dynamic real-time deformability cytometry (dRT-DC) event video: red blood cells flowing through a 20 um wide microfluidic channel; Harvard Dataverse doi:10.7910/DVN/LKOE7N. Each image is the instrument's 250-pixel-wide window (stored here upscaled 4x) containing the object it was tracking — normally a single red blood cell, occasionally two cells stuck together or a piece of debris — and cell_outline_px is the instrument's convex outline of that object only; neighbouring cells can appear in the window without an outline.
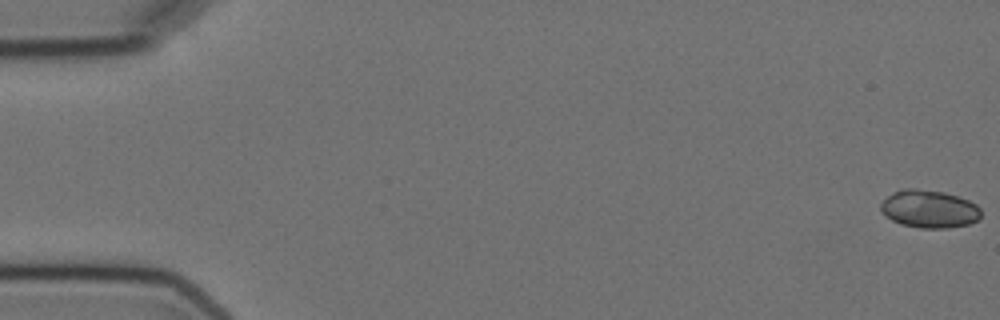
{"species": "Egyptian fruit bat (a non-hibernating species)", "species_latin": "Rousettus aegyptiacus", "temperature_condition": "cold", "stored_images_in_passage": 5, "camera_frame_rate_fps": 3000, "um_per_image_px": 0.085, "animal": {"sex": "female"}, "frame": {"image": 1, "passage_image": 1, "time_ms": 0.0, "image_size_px": [1000, 320], "cell_outline_px": [[980, 216], [976, 220], [968, 224], [948, 228], [920, 228], [900, 224], [884, 216], [880, 208], [880, 204], [892, 192], [904, 188], [916, 188], [944, 192], [968, 200], [976, 204], [980, 208]], "centroid_in_image_um": [78.95, 17.76], "position_along_channel_um": 6.1, "area_um2": 22.14}}
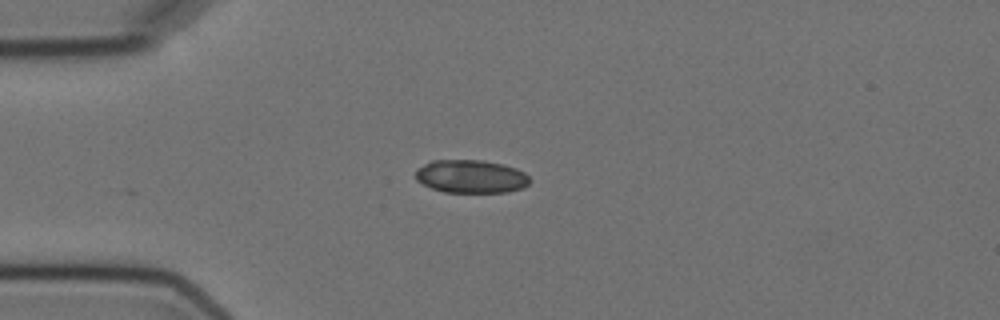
{"frame": {"image": 2, "passage_image": 5, "time_ms": 4.667, "image_size_px": [1000, 320], "cell_outline_px": [[532, 180], [524, 188], [508, 192], [444, 192], [432, 188], [416, 180], [416, 172], [424, 164], [432, 160], [480, 160], [504, 164], [516, 168], [524, 172]], "centroid_in_image_um": [40.08, 15.0], "position_along_channel_um": 44.9, "area_um2": 22.08}}